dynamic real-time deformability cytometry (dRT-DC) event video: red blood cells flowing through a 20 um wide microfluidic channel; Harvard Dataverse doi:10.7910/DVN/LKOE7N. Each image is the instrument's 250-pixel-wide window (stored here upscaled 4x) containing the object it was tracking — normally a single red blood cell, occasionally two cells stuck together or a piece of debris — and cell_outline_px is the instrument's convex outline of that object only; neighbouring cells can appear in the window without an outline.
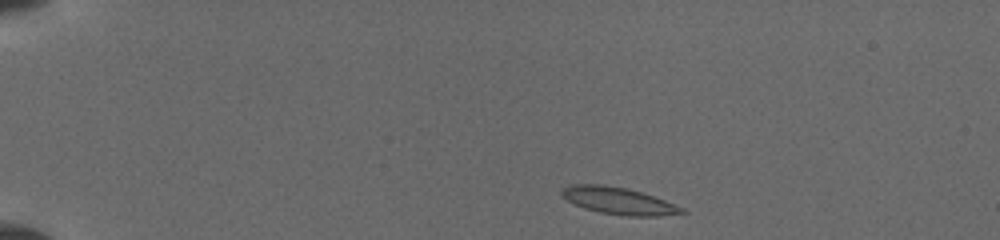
{"species": "common noctule bat (a hibernating species)", "species_latin": "Nyctalus noctula", "temperature_condition": "cold", "stored_images_in_passage": 9, "camera_frame_rate_fps": 3000, "um_per_image_px": 0.085, "animal": {"sex": "female", "body_mass_g": 19.5, "forearm_length_mm": 54.1}, "frame": {"image": 1, "passage_image": 1, "time_ms": 0.0, "image_size_px": [1000, 240], "cell_outline_px": [[688, 212], [656, 216], [628, 216], [600, 212], [584, 208], [560, 196], [560, 192], [564, 188], [572, 184], [600, 184], [628, 188], [664, 200], [684, 208]], "centroid_in_image_um": [52.56, 17.06], "position_along_channel_um": 32.4, "area_um2": 18.67}}
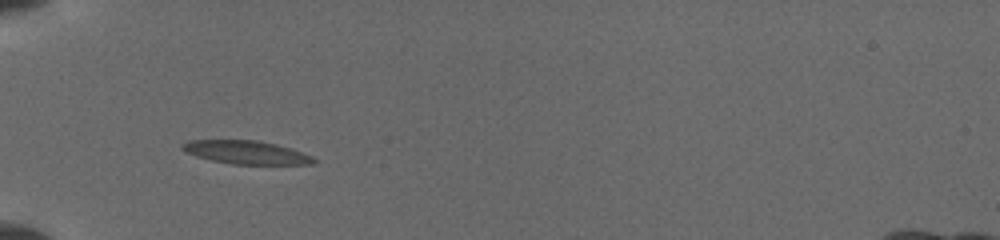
{"frame": {"image": 2, "passage_image": 7, "time_ms": 2.667, "image_size_px": [1000, 240], "cell_outline_px": [[320, 160], [312, 164], [232, 164], [212, 160], [196, 156], [184, 152], [180, 148], [180, 144], [188, 140], [256, 140], [276, 144], [292, 148], [312, 156]], "centroid_in_image_um": [20.92, 12.94], "position_along_channel_um": 64.1, "area_um2": 18.03}}
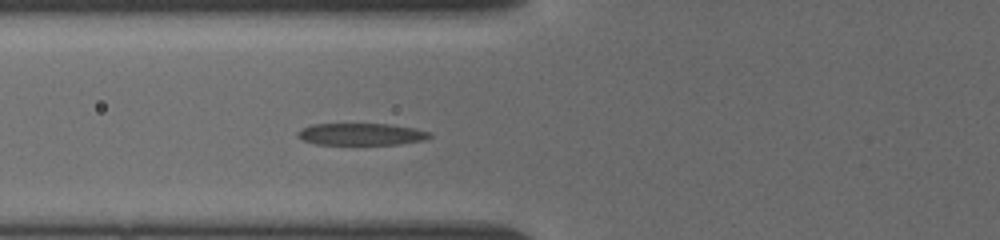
{"frame": {"image": 3, "passage_image": 9, "time_ms": 3.667, "image_size_px": [1000, 240], "cell_outline_px": [[432, 136], [424, 140], [400, 144], [316, 144], [300, 140], [296, 136], [296, 132], [300, 128], [312, 124], [388, 124], [416, 128], [432, 132]], "centroid_in_image_um": [30.68, 11.4], "position_along_channel_um": 95.1, "area_um2": 17.11}}